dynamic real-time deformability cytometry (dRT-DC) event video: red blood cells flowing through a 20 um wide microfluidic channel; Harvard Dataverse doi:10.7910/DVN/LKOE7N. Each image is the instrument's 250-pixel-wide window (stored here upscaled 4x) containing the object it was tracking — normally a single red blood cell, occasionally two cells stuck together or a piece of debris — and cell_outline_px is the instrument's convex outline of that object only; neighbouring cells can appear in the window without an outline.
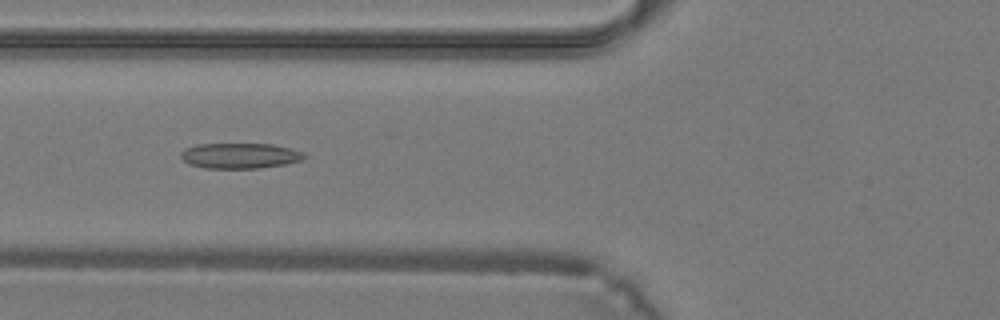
{"species": "common noctule bat (a hibernating species)", "species_latin": "Nyctalus noctula", "temperature_condition": "warm", "stored_images_in_passage": 31, "camera_frame_rate_fps": 3000, "um_per_image_px": 0.085, "animal": {"sex": "male", "body_mass_g": 19.2, "forearm_length_mm": 51.8}, "frame": {"image": 1, "passage_image": 10, "time_ms": 3.0, "image_size_px": [1000, 320], "cell_outline_px": [[308, 156], [300, 160], [284, 164], [260, 168], [204, 168], [188, 164], [180, 156], [180, 152], [184, 148], [196, 144], [272, 144], [288, 148], [300, 152]], "centroid_in_image_um": [20.32, 13.23], "position_along_channel_um": 105.5, "area_um2": 18.21}}
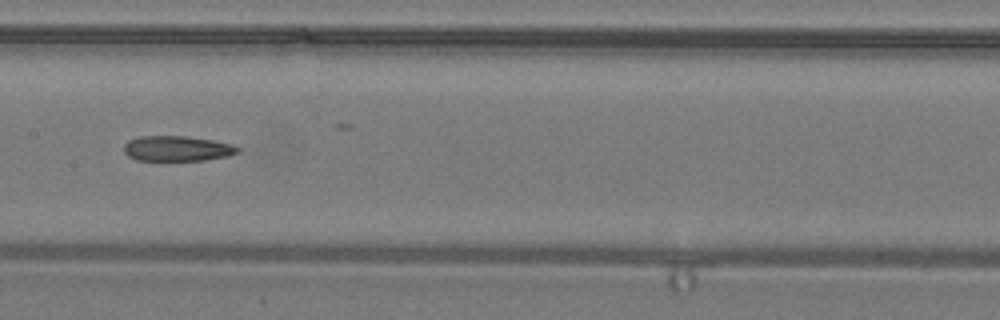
{"frame": {"image": 2, "passage_image": 15, "time_ms": 4.667, "image_size_px": [1000, 320], "cell_outline_px": [[240, 152], [228, 156], [204, 160], [136, 160], [128, 156], [124, 152], [124, 144], [128, 140], [140, 136], [184, 136], [212, 140], [232, 144], [240, 148]], "centroid_in_image_um": [15.05, 12.62], "position_along_channel_um": 192.3, "area_um2": 16.76}}
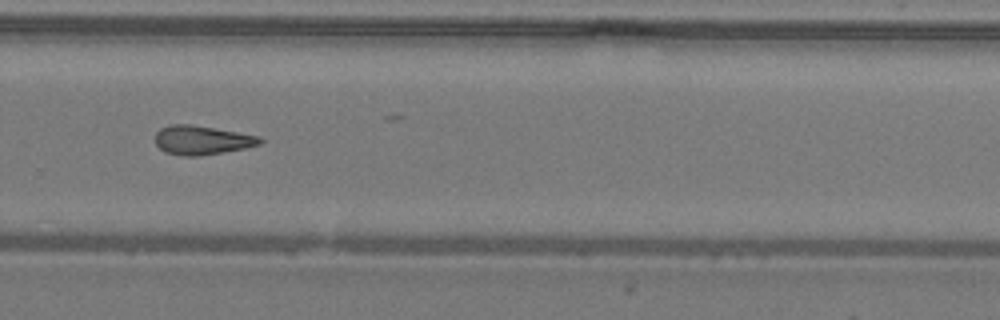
{"frame": {"image": 3, "passage_image": 22, "time_ms": 7.0, "image_size_px": [1000, 320], "cell_outline_px": [[264, 140], [260, 144], [244, 148], [224, 152], [200, 156], [180, 156], [164, 152], [156, 144], [156, 132], [160, 128], [172, 124], [192, 124], [260, 136]], "centroid_in_image_um": [17.15, 11.91], "position_along_channel_um": 312.6, "area_um2": 17.8}}